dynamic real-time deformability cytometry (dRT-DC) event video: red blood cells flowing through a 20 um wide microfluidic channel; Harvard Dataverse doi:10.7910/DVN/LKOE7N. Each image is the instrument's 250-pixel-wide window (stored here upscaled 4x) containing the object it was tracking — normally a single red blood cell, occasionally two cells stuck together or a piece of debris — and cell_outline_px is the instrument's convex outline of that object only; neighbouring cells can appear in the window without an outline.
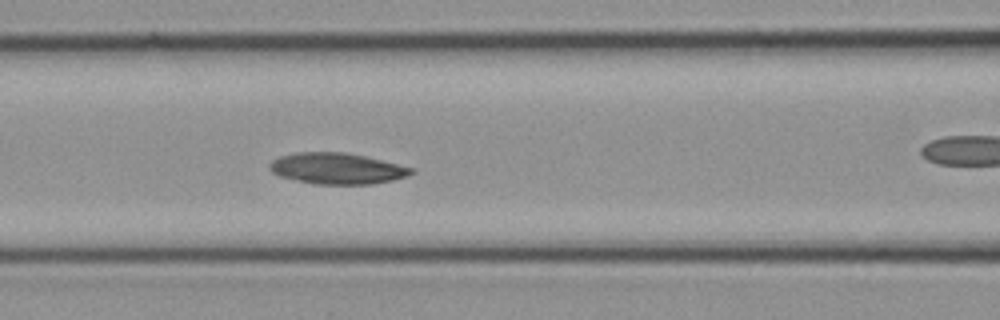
{"species": "common noctule bat (a hibernating species)", "species_latin": "Nyctalus noctula", "temperature_condition": "cold", "stored_images_in_passage": 6, "segment_of_instrument_passage": [1, 2], "camera_frame_rate_fps": 3000, "um_per_image_px": 0.085, "animal": {"sex": "female", "body_mass_g": 21.9}, "frame": {"image": 1, "passage_image": 5, "time_ms": 1.333, "image_size_px": [1000, 320], "cell_outline_px": [[416, 172], [408, 176], [392, 180], [372, 184], [316, 184], [280, 176], [272, 172], [268, 168], [268, 164], [272, 160], [280, 156], [296, 152], [344, 152], [364, 156], [416, 168]], "centroid_in_image_um": [28.67, 14.32], "position_along_channel_um": 137.9, "area_um2": 25.72}}